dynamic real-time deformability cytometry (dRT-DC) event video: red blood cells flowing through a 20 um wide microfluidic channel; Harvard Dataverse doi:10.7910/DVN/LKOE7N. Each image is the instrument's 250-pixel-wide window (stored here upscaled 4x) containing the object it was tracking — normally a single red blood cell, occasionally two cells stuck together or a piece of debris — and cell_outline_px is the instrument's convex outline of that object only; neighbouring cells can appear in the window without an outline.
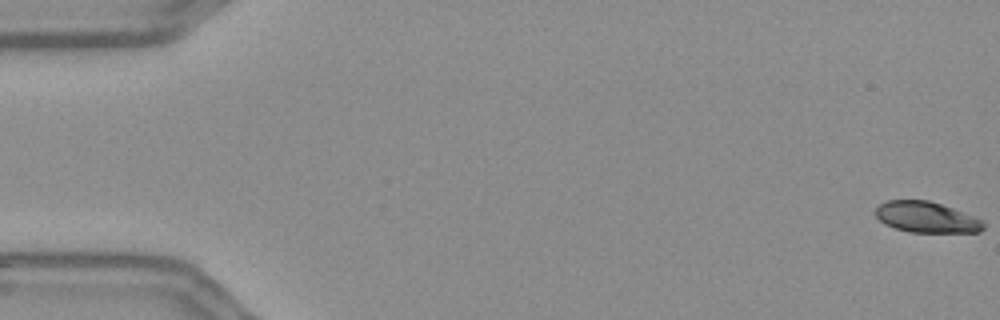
{"species": "Egyptian fruit bat (a non-hibernating species)", "species_latin": "Rousettus aegyptiacus", "temperature_condition": "warm", "stored_images_in_passage": 17, "camera_frame_rate_fps": 3000, "um_per_image_px": 0.085, "frame": {"image": 1, "passage_image": 1, "time_ms": 0.0, "image_size_px": [1000, 320], "cell_outline_px": [[984, 228], [980, 232], [908, 232], [884, 224], [872, 212], [880, 204], [888, 200], [928, 200], [976, 216], [984, 220]], "centroid_in_image_um": [78.75, 18.46], "position_along_channel_um": 6.3, "area_um2": 19.54}}
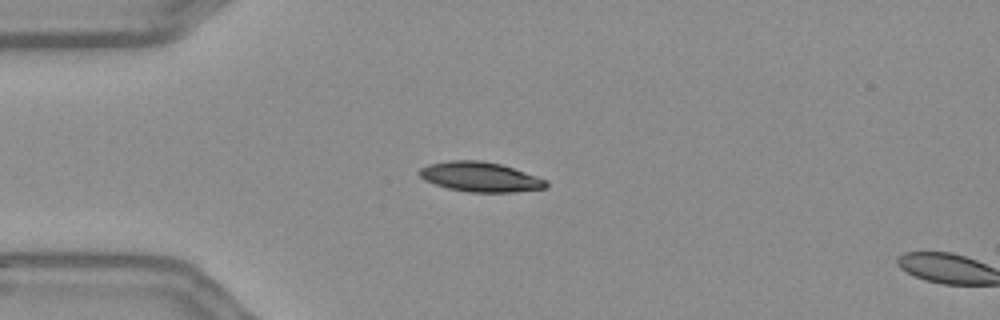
{"frame": {"image": 2, "passage_image": 15, "time_ms": 4.667, "image_size_px": [1000, 320], "cell_outline_px": [[548, 188], [516, 192], [468, 192], [448, 188], [424, 180], [416, 172], [420, 168], [428, 164], [448, 160], [480, 160], [500, 164], [548, 180]], "centroid_in_image_um": [40.81, 15.04], "position_along_channel_um": 44.2, "area_um2": 22.08}}